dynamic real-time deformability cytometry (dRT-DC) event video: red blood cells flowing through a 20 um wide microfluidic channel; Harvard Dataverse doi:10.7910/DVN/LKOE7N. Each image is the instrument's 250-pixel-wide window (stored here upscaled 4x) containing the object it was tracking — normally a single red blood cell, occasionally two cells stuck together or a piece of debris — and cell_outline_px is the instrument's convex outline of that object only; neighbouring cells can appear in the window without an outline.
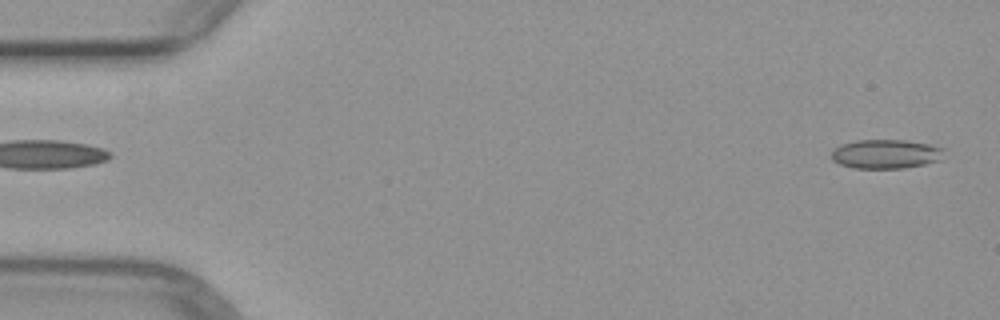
{"species": "common noctule bat (a hibernating species)", "species_latin": "Nyctalus noctula", "temperature_condition": "warm", "stored_images_in_passage": 4, "segment_of_instrument_passage": [2, 2], "camera_frame_rate_fps": 3000, "um_per_image_px": 0.085, "animal": {"sex": "female", "body_mass_g": 29.2, "forearm_length_mm": 56.3}, "frame": {"image": 1, "passage_image": 4, "time_ms": 4.0, "image_size_px": [1000, 320], "cell_outline_px": [[944, 148], [940, 160], [924, 164], [904, 168], [852, 168], [840, 164], [832, 160], [832, 152], [840, 144], [856, 140], [904, 140], [928, 144]], "centroid_in_image_um": [75.27, 13.09], "position_along_channel_um": 9.7, "area_um2": 19.02}}